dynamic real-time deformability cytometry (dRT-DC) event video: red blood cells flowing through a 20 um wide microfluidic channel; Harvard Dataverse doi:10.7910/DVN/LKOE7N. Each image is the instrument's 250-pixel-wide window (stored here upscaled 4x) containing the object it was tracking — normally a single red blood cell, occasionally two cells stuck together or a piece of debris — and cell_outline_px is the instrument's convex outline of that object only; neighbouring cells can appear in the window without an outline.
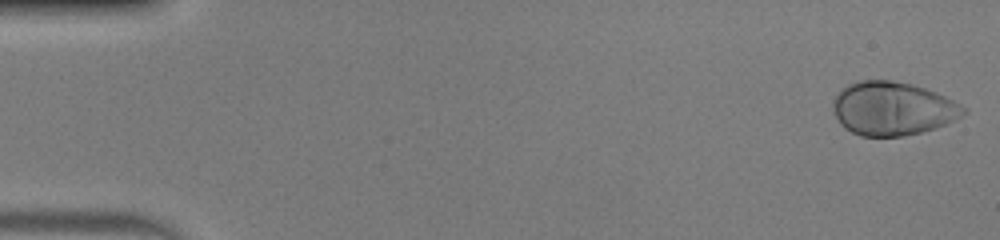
{"species": "human", "species_latin": "Homo sapiens", "temperature_condition": "warm", "stored_images_in_passage": 12, "camera_frame_rate_fps": 3000, "um_per_image_px": 0.085, "donor": {"sex": "male"}, "frame": {"image": 1, "passage_image": 1, "time_ms": 0.0, "image_size_px": [1000, 240], "cell_outline_px": [[968, 112], [936, 128], [904, 136], [860, 136], [844, 128], [840, 124], [832, 108], [832, 100], [848, 84], [860, 80], [892, 80], [912, 84], [936, 92], [968, 108]], "centroid_in_image_um": [75.86, 9.23], "position_along_channel_um": 9.1, "area_um2": 40.63}}